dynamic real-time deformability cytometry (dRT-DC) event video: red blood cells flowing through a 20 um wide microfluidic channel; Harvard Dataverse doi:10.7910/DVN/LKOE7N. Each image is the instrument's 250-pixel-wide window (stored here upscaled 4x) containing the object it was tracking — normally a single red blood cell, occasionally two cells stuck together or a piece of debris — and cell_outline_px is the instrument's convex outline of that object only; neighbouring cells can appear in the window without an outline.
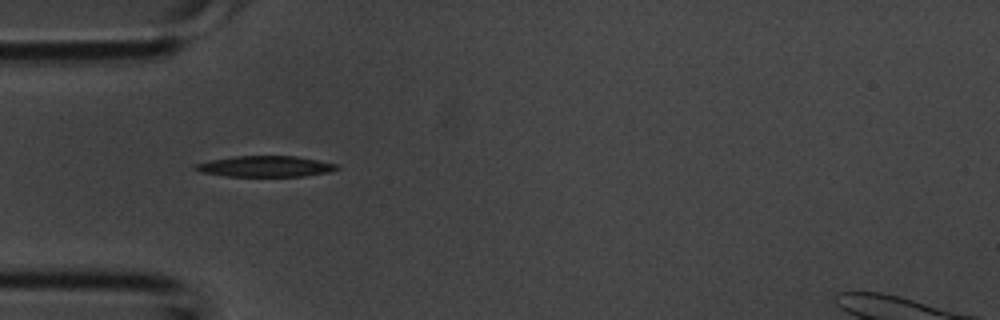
{"species": "common noctule bat (a hibernating species)", "species_latin": "Nyctalus noctula", "temperature_condition": "room temperature", "stored_images_in_passage": 2, "camera_frame_rate_fps": 3000, "um_per_image_px": 0.085, "animal": {"sex": "male", "body_mass_g": 20.1, "forearm_length_mm": 53.5}, "frame": {"image": 1, "passage_image": 2, "time_ms": 0.333, "image_size_px": [1000, 320], "cell_outline_px": [[340, 168], [328, 172], [304, 176], [228, 176], [200, 172], [192, 168], [196, 164], [212, 160], [232, 156], [296, 156], [336, 164]], "centroid_in_image_um": [22.53, 14.14], "position_along_channel_um": 62.5, "area_um2": 17.05}}